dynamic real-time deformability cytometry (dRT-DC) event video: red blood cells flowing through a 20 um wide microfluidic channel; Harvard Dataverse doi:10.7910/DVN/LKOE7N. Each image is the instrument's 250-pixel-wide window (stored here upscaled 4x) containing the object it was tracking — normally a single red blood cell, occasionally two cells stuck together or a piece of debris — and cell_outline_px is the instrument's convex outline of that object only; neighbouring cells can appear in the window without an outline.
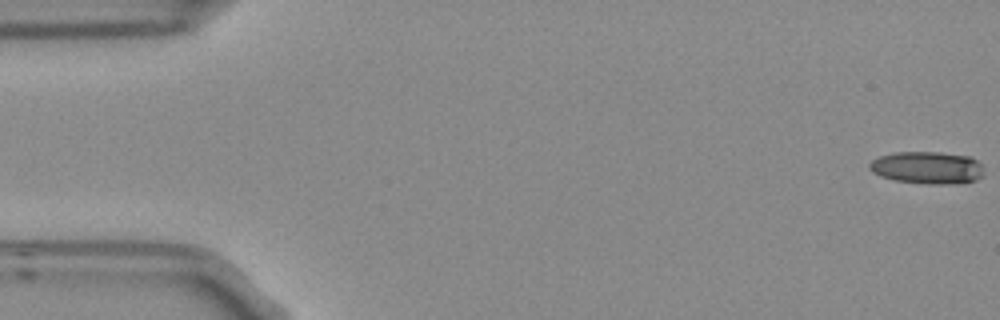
{"species": "Egyptian fruit bat (a non-hibernating species)", "species_latin": "Rousettus aegyptiacus", "temperature_condition": "room temperature", "stored_images_in_passage": 5, "camera_frame_rate_fps": 3000, "um_per_image_px": 0.085, "frame": {"image": 1, "passage_image": 1, "time_ms": 0.0, "image_size_px": [1000, 320], "cell_outline_px": [[984, 176], [976, 180], [952, 184], [924, 184], [892, 180], [880, 176], [872, 172], [868, 168], [868, 164], [872, 160], [880, 156], [896, 152], [940, 152], [972, 156], [980, 164]], "centroid_in_image_um": [78.8, 14.26], "position_along_channel_um": 6.2, "area_um2": 21.85}}
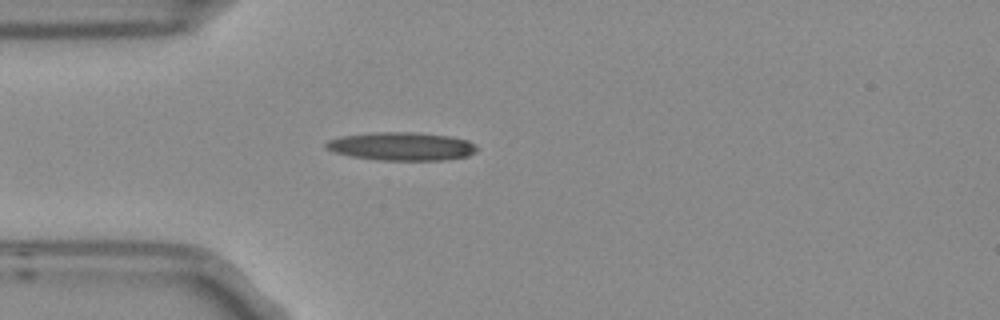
{"frame": {"image": 2, "passage_image": 5, "time_ms": 1.333, "image_size_px": [1000, 320], "cell_outline_px": [[480, 148], [476, 152], [468, 156], [444, 160], [376, 160], [348, 156], [332, 152], [324, 148], [324, 144], [328, 140], [344, 136], [380, 132], [412, 132], [448, 136], [468, 140], [476, 144]], "centroid_in_image_um": [34.14, 12.45], "position_along_channel_um": 50.9, "area_um2": 25.03}}